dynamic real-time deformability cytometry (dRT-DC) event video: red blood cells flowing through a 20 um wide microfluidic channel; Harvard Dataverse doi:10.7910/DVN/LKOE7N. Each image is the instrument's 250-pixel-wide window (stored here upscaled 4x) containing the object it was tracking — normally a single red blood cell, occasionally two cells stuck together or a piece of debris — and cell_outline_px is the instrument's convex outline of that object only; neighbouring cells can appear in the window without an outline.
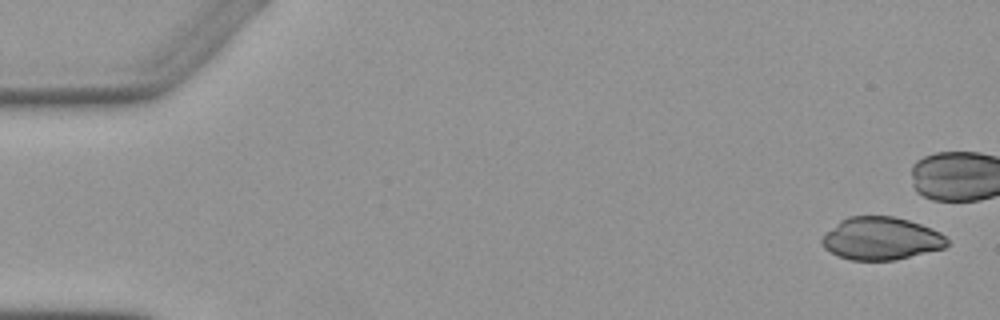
{"species": "Egyptian fruit bat (a non-hibernating species)", "species_latin": "Rousettus aegyptiacus", "temperature_condition": "warm", "stored_images_in_passage": 5, "camera_frame_rate_fps": 3000, "um_per_image_px": 0.085, "animal": {"sex": "female"}, "frame": {"image": 1, "passage_image": 1, "time_ms": 0.0, "image_size_px": [1000, 320], "cell_outline_px": [[948, 244], [944, 248], [896, 260], [852, 260], [840, 256], [824, 248], [820, 240], [840, 220], [848, 216], [892, 216], [908, 220], [920, 224], [940, 232], [948, 240]], "centroid_in_image_um": [74.91, 20.27], "position_along_channel_um": 10.1, "area_um2": 30.87}}